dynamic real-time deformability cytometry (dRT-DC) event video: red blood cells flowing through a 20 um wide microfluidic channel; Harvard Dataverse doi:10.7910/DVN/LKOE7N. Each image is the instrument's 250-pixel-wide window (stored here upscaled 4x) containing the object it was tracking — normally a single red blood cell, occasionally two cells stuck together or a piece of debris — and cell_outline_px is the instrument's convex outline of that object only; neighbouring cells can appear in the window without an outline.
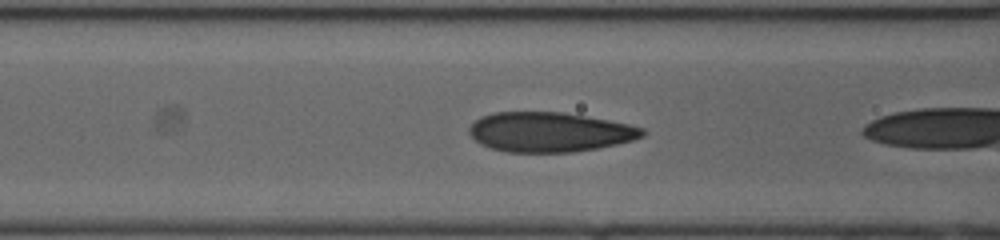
{"species": "human", "species_latin": "Homo sapiens", "temperature_condition": "cold", "stored_images_in_passage": 5, "camera_frame_rate_fps": 3000, "um_per_image_px": 0.085, "donor": {"sex": "female"}, "frame": {"image": 1, "passage_image": 3, "time_ms": 0.667, "image_size_px": [1000, 240], "cell_outline_px": [[644, 136], [632, 140], [616, 144], [596, 148], [572, 152], [508, 152], [492, 148], [480, 144], [468, 132], [468, 128], [480, 116], [492, 112], [564, 112], [608, 120], [628, 124], [644, 128]], "centroid_in_image_um": [46.69, 11.22], "position_along_channel_um": 119.9, "area_um2": 39.94}}